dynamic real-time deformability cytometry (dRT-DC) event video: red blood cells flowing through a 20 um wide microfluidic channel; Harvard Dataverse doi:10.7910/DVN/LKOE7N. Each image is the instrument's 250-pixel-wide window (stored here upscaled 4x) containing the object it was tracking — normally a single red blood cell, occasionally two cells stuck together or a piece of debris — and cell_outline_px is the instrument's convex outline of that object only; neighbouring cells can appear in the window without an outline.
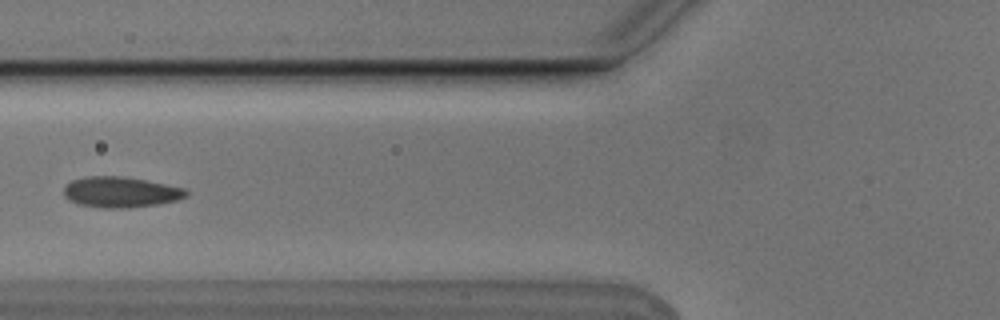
{"species": "Egyptian fruit bat (a non-hibernating species)", "species_latin": "Rousettus aegyptiacus", "temperature_condition": "cold", "stored_images_in_passage": 6, "camera_frame_rate_fps": 3000, "um_per_image_px": 0.085, "animal": {"sex": "male"}, "frame": {"image": 1, "passage_image": 5, "time_ms": 1.333, "image_size_px": [1000, 320], "cell_outline_px": [[188, 196], [176, 200], [160, 204], [128, 208], [100, 208], [80, 204], [64, 196], [64, 188], [72, 180], [84, 176], [124, 176], [184, 188], [188, 192]], "centroid_in_image_um": [10.26, 16.33], "position_along_channel_um": 115.5, "area_um2": 21.79}}
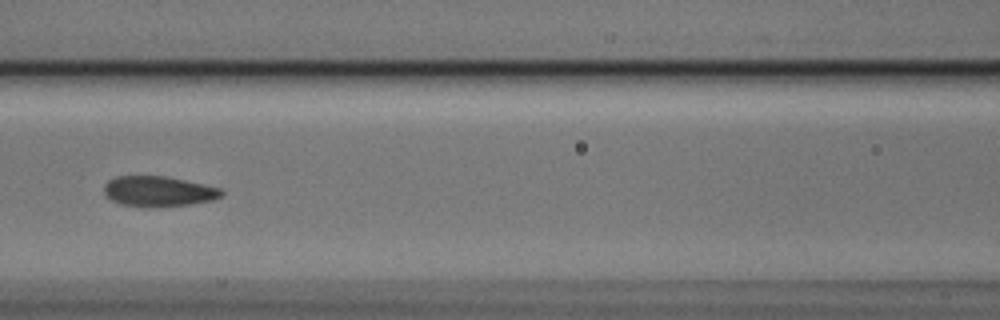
{"frame": {"image": 2, "passage_image": 6, "time_ms": 1.667, "image_size_px": [1000, 320], "cell_outline_px": [[224, 192], [220, 196], [212, 200], [192, 204], [148, 208], [144, 208], [120, 204], [112, 200], [104, 192], [104, 184], [108, 180], [116, 176], [168, 176], [204, 184], [220, 188]], "centroid_in_image_um": [13.45, 16.27], "position_along_channel_um": 153.1, "area_um2": 20.98}}